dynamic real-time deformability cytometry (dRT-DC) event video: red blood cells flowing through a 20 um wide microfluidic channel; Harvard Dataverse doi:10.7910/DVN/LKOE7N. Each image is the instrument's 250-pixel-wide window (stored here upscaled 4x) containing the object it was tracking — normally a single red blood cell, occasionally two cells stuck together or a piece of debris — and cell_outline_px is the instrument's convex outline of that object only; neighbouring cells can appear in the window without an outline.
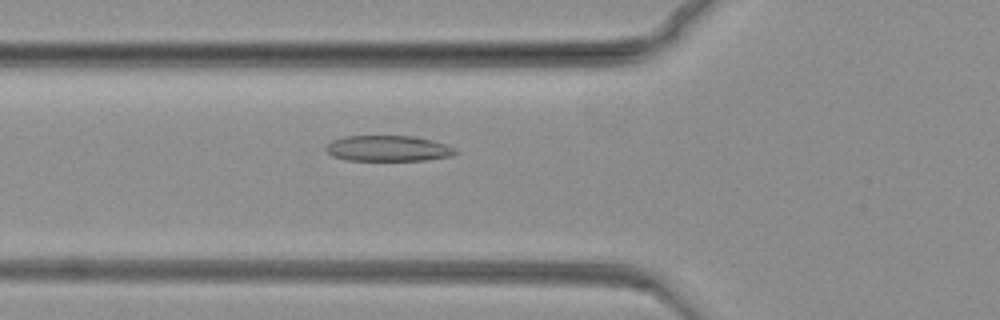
{"species": "common noctule bat (a hibernating species)", "species_latin": "Nyctalus noctula", "temperature_condition": "warm", "stored_images_in_passage": 48, "camera_frame_rate_fps": 3000, "um_per_image_px": 0.085, "animal": {"sex": "female", "body_mass_g": 19.3, "forearm_length_mm": 54.1}, "frame": {"image": 1, "passage_image": 3, "time_ms": 0.667, "image_size_px": [1000, 320], "cell_outline_px": [[460, 152], [452, 156], [424, 160], [348, 160], [332, 156], [324, 148], [332, 140], [344, 136], [412, 136], [432, 140], [456, 148]], "centroid_in_image_um": [33.0, 12.61], "position_along_channel_um": 92.8, "area_um2": 19.42}}
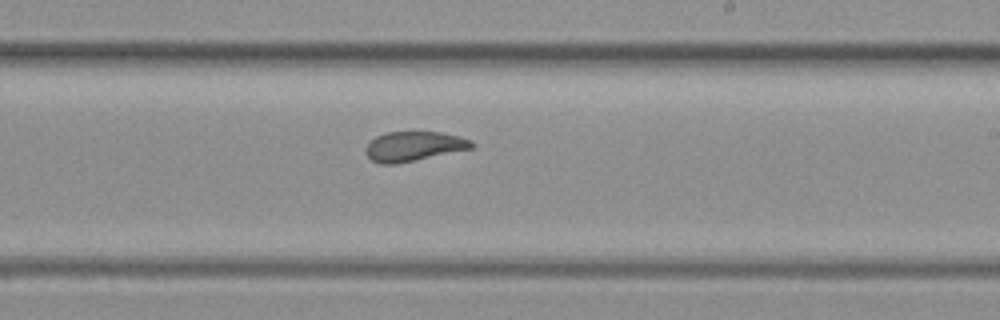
{"frame": {"image": 2, "passage_image": 22, "time_ms": 7.0, "image_size_px": [1000, 320], "cell_outline_px": [[476, 144], [472, 148], [396, 164], [380, 164], [372, 160], [364, 152], [364, 148], [376, 136], [388, 132], [440, 132], [460, 136]], "centroid_in_image_um": [35.14, 12.43], "position_along_channel_um": 253.9, "area_um2": 18.15}}
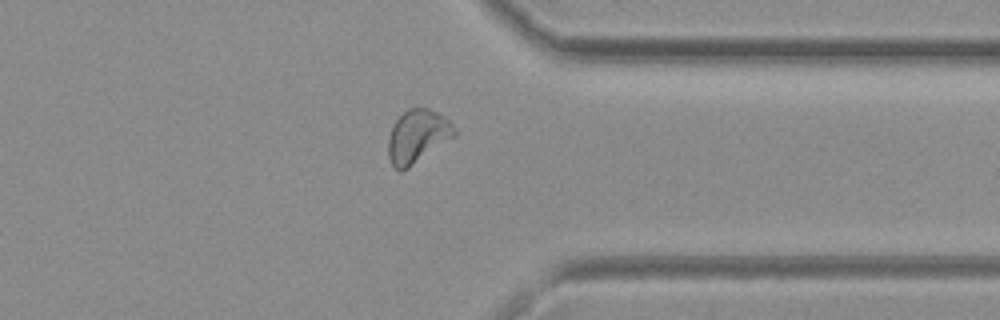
{"frame": {"image": 3, "passage_image": 37, "time_ms": 12.0, "image_size_px": [1000, 320], "cell_outline_px": [[456, 136], [408, 168], [400, 172], [392, 164], [388, 156], [388, 140], [392, 124], [408, 108], [428, 108], [444, 116], [456, 128]], "centroid_in_image_um": [35.49, 11.59], "position_along_channel_um": 375.9, "area_um2": 20.52}}